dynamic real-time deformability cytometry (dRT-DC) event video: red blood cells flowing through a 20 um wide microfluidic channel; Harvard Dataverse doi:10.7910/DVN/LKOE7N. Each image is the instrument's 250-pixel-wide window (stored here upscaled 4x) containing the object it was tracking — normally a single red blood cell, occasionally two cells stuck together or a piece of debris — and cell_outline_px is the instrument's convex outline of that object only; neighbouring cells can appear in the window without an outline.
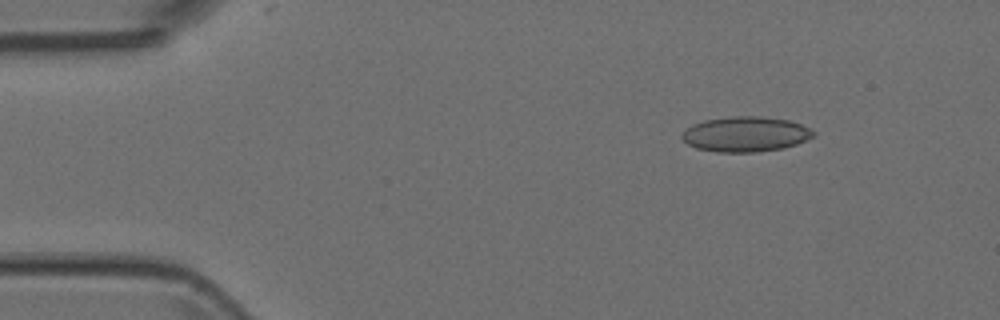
{"species": "Egyptian fruit bat (a non-hibernating species)", "species_latin": "Rousettus aegyptiacus", "temperature_condition": "room temperature", "stored_images_in_passage": 4, "camera_frame_rate_fps": 3000, "um_per_image_px": 0.085, "animal": {"sex": "female"}, "frame": {"image": 1, "passage_image": 1, "time_ms": 0.0, "image_size_px": [1000, 320], "cell_outline_px": [[816, 132], [812, 136], [796, 144], [784, 148], [756, 152], [716, 152], [696, 148], [688, 144], [680, 136], [692, 124], [704, 120], [732, 116], [760, 116], [788, 120], [800, 124]], "centroid_in_image_um": [63.35, 11.4], "position_along_channel_um": 21.7, "area_um2": 26.76}}
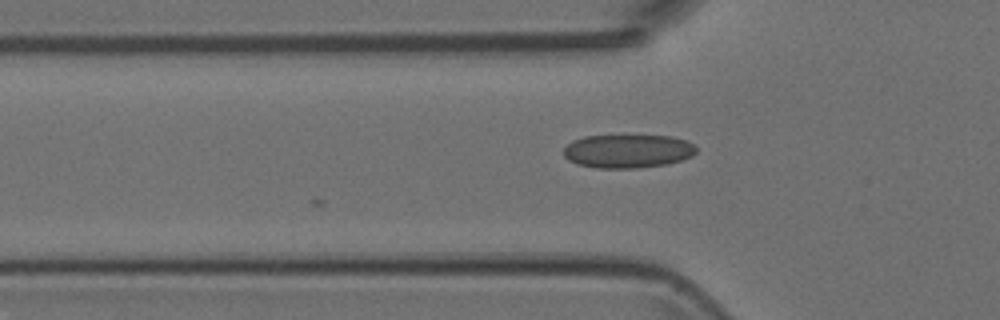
{"frame": {"image": 2, "passage_image": 4, "time_ms": 1.0, "image_size_px": [1000, 320], "cell_outline_px": [[696, 152], [692, 156], [668, 164], [636, 168], [596, 168], [576, 164], [568, 160], [564, 156], [564, 148], [572, 140], [584, 136], [672, 136], [684, 140], [692, 144], [696, 148]], "centroid_in_image_um": [53.33, 12.85], "position_along_channel_um": 72.5, "area_um2": 25.89}}